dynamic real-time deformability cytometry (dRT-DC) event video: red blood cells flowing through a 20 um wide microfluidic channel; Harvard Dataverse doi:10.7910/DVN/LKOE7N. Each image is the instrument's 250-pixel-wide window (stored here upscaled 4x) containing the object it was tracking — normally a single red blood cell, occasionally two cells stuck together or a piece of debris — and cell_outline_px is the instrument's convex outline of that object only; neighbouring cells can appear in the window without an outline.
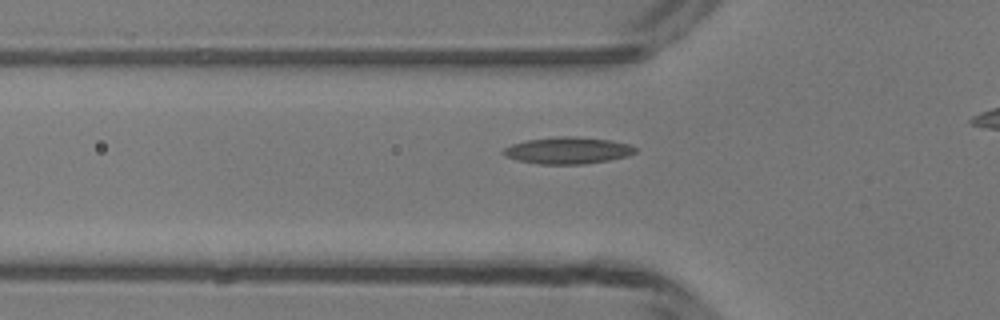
{"species": "common noctule bat (a hibernating species)", "species_latin": "Nyctalus noctula", "temperature_condition": "room temperature", "stored_images_in_passage": 32, "camera_frame_rate_fps": 3000, "um_per_image_px": 0.085, "animal": {"sex": "male", "body_mass_g": 13.3}, "frame": {"image": 1, "passage_image": 8, "time_ms": 2.333, "image_size_px": [1000, 320], "cell_outline_px": [[636, 152], [628, 156], [608, 160], [584, 164], [540, 164], [516, 160], [500, 152], [504, 148], [512, 144], [528, 140], [556, 136], [572, 136], [608, 140], [628, 144], [636, 148]], "centroid_in_image_um": [48.24, 12.79], "position_along_channel_um": 77.6, "area_um2": 20.4}}
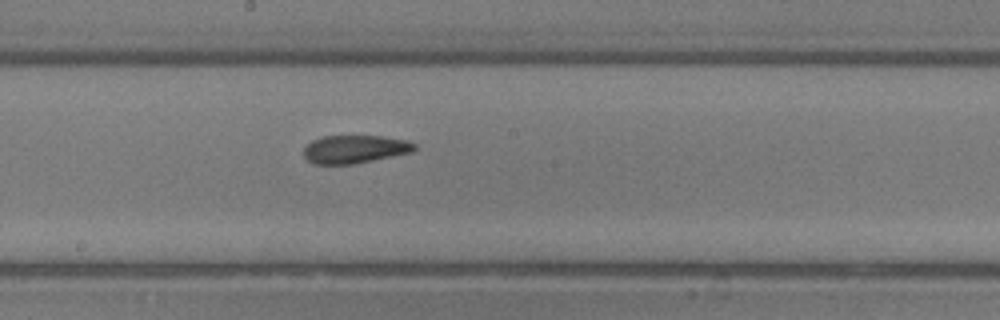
{"frame": {"image": 2, "passage_image": 18, "time_ms": 5.667, "image_size_px": [1000, 320], "cell_outline_px": [[416, 148], [412, 152], [352, 164], [312, 164], [304, 156], [304, 148], [312, 140], [324, 136], [380, 136], [408, 140], [416, 144]], "centroid_in_image_um": [30.15, 12.68], "position_along_channel_um": 218.0, "area_um2": 18.03}}
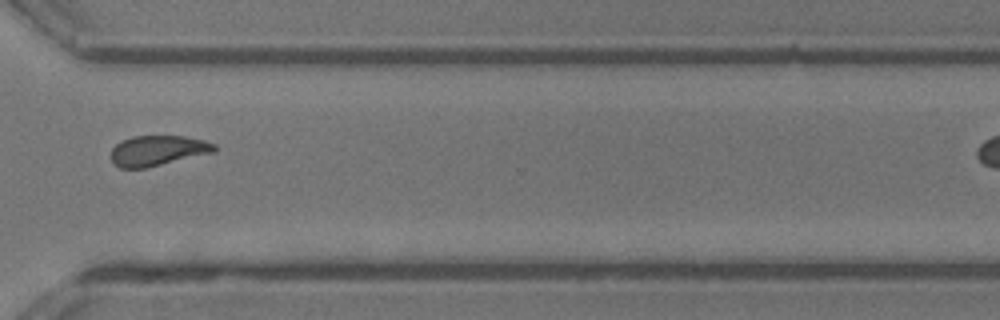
{"frame": {"image": 3, "passage_image": 28, "time_ms": 9.0, "image_size_px": [1000, 320], "cell_outline_px": [[216, 152], [144, 168], [120, 168], [112, 164], [112, 148], [120, 140], [132, 136], [184, 136], [204, 140], [216, 144]], "centroid_in_image_um": [13.41, 12.79], "position_along_channel_um": 357.2, "area_um2": 18.32}}